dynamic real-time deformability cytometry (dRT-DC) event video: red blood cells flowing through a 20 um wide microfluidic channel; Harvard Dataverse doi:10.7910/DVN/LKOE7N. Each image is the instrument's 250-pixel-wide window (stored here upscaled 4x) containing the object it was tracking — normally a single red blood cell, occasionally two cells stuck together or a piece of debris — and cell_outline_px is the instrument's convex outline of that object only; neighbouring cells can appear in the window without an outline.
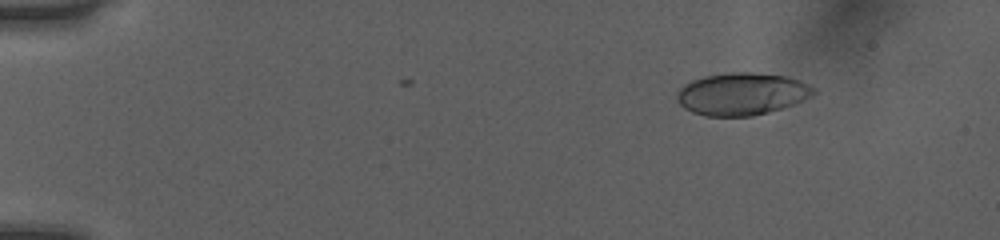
{"species": "human", "species_latin": "Homo sapiens", "temperature_condition": "room temperature", "stored_images_in_passage": 7, "camera_frame_rate_fps": 3000, "um_per_image_px": 0.085, "donor": {"sex": "female"}, "frame": {"image": 1, "passage_image": 1, "time_ms": 0.0, "image_size_px": [1000, 240], "cell_outline_px": [[816, 92], [792, 104], [768, 112], [752, 116], [704, 116], [692, 112], [684, 108], [680, 104], [676, 96], [680, 88], [684, 84], [692, 80], [704, 76], [728, 72], [752, 72], [788, 76], [800, 80], [816, 88]], "centroid_in_image_um": [63.03, 7.97], "position_along_channel_um": 22.0, "area_um2": 33.64}}